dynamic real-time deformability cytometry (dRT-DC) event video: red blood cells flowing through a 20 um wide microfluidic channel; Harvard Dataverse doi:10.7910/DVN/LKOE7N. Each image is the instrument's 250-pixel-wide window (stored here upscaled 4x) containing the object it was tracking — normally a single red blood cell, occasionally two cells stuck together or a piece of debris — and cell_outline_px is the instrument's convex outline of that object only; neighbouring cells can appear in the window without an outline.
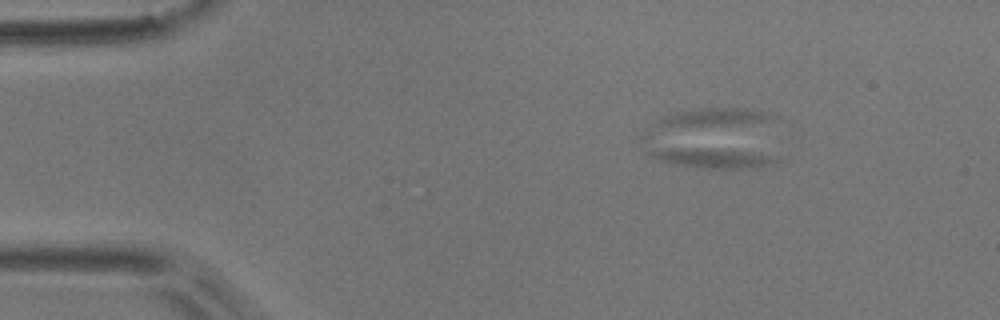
{"species": "common noctule bat (a hibernating species)", "species_latin": "Nyctalus noctula", "temperature_condition": "room temperature", "stored_images_in_passage": 6, "camera_frame_rate_fps": 3000, "um_per_image_px": 0.085, "animal": {"sex": "male", "body_mass_g": 17.9}, "frame": {"image": 1, "passage_image": 1, "time_ms": 0.0, "image_size_px": [1000, 320], "cell_outline_px": [[780, 160], [772, 164], [752, 168], [696, 168], [656, 160], [648, 156], [644, 152], [640, 136], [644, 132], [780, 152]], "centroid_in_image_um": [59.89, 13.0], "position_along_channel_um": 25.1, "area_um2": 23.06}}